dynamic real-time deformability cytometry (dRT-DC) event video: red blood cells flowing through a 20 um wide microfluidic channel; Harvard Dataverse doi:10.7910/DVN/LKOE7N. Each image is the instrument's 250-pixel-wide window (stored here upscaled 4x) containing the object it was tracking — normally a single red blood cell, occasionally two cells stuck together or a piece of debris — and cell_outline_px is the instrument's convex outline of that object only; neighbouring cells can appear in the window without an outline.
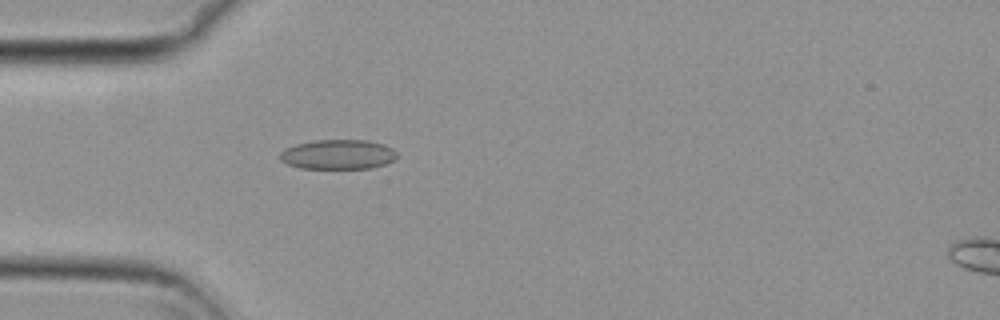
{"species": "common noctule bat (a hibernating species)", "species_latin": "Nyctalus noctula", "temperature_condition": "cold", "stored_images_in_passage": 53, "camera_frame_rate_fps": 3000, "um_per_image_px": 0.085, "animal": {"sex": "female", "body_mass_g": 29.2, "forearm_length_mm": 56.3}, "frame": {"image": 1, "passage_image": 14, "time_ms": 4.333, "image_size_px": [1000, 320], "cell_outline_px": [[396, 156], [392, 160], [384, 164], [372, 168], [300, 168], [288, 164], [280, 160], [280, 152], [284, 148], [296, 144], [312, 140], [368, 140], [384, 144], [392, 148], [396, 152]], "centroid_in_image_um": [28.7, 13.11], "position_along_channel_um": 56.3, "area_um2": 20.23}}
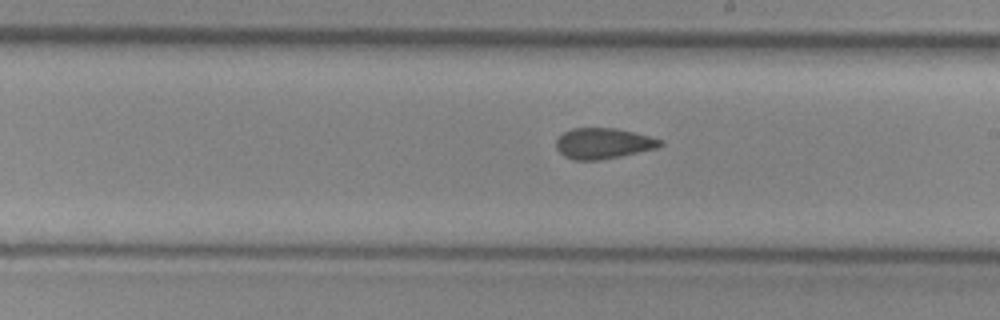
{"frame": {"image": 2, "passage_image": 29, "time_ms": 9.333, "image_size_px": [1000, 320], "cell_outline_px": [[664, 144], [656, 148], [620, 156], [600, 160], [572, 160], [564, 156], [556, 148], [556, 140], [564, 132], [572, 128], [616, 128], [664, 140]], "centroid_in_image_um": [51.26, 12.19], "position_along_channel_um": 237.7, "area_um2": 18.55}}
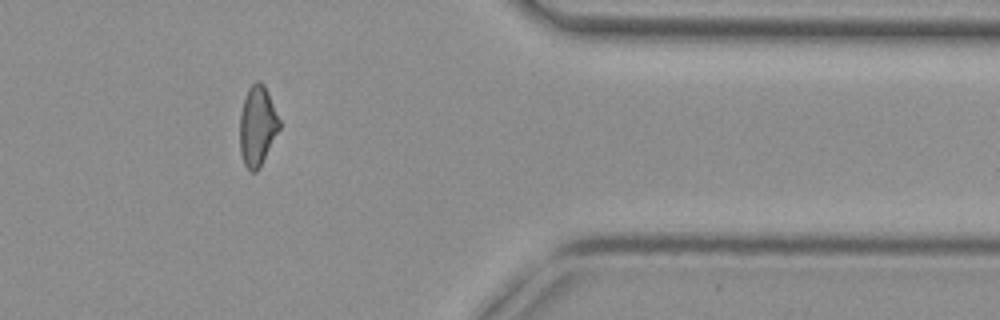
{"frame": {"image": 3, "passage_image": 43, "time_ms": 14.0, "image_size_px": [1000, 320], "cell_outline_px": [[280, 128], [256, 172], [252, 172], [244, 164], [240, 152], [240, 116], [244, 100], [248, 88], [256, 80], [260, 80], [264, 84], [268, 92], [280, 120]], "centroid_in_image_um": [21.87, 10.66], "position_along_channel_um": 389.5, "area_um2": 18.15}, "authors_computed_cell_mechanics": {"area_um2": 19.1318, "velocity_mm_per_s": 3.7273, "shape_relaxation_time_tau1_ms": null, "shape_relaxation_time_tau2_ms": 2.7359, "deformation_change_tau1": null, "deformation_change_tau2": 0.0997}}